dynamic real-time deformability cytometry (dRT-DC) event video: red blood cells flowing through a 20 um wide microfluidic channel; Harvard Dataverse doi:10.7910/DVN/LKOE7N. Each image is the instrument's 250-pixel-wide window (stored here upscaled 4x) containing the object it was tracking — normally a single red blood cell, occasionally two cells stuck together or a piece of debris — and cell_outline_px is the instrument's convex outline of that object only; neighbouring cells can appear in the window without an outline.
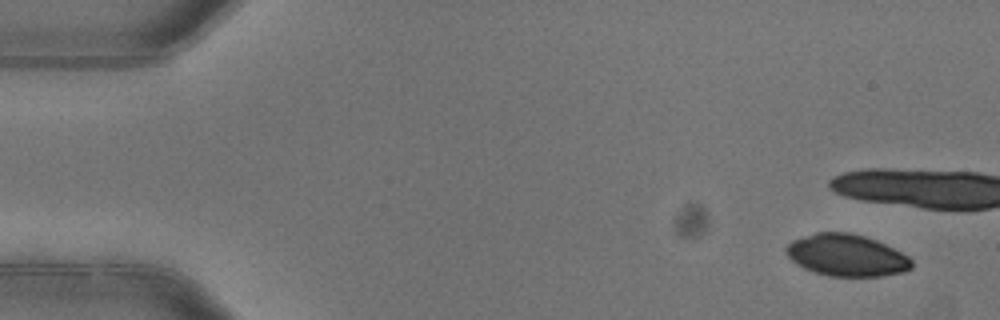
{"species": "common noctule bat (a hibernating species)", "species_latin": "Nyctalus noctula", "temperature_condition": "warm", "stored_images_in_passage": 3, "camera_frame_rate_fps": 3000, "um_per_image_px": 0.085, "animal": {"sex": "female"}, "frame": {"image": 1, "passage_image": 1, "time_ms": 0.0, "image_size_px": [1000, 320], "cell_outline_px": [[912, 268], [904, 272], [880, 276], [828, 276], [804, 268], [796, 264], [784, 252], [784, 248], [792, 240], [816, 232], [848, 232], [864, 236], [876, 240], [908, 256], [912, 260]], "centroid_in_image_um": [71.94, 21.7], "position_along_channel_um": 13.1, "area_um2": 30.58}}